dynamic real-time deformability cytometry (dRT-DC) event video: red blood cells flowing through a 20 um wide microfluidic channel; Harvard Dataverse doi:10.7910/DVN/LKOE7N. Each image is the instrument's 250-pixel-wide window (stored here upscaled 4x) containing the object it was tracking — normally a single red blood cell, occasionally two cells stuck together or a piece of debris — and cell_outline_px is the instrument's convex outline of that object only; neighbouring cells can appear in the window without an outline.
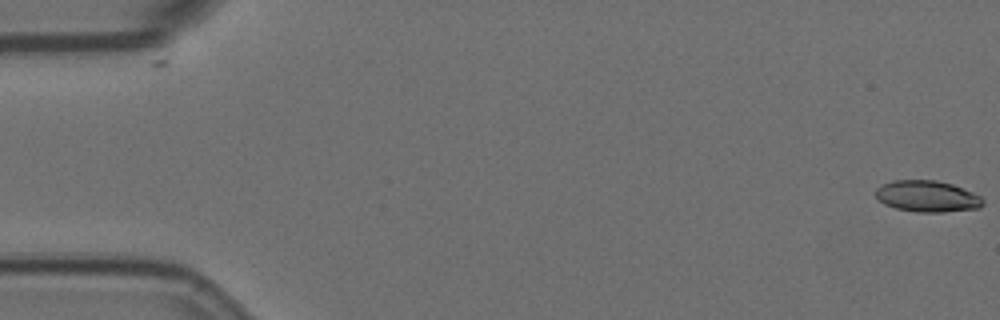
{"species": "Egyptian fruit bat (a non-hibernating species)", "species_latin": "Rousettus aegyptiacus", "temperature_condition": "room temperature", "stored_images_in_passage": 5, "camera_frame_rate_fps": 3000, "um_per_image_px": 0.085, "animal": {"sex": "female"}, "frame": {"image": 1, "passage_image": 1, "time_ms": 0.0, "image_size_px": [1000, 320], "cell_outline_px": [[984, 204], [980, 208], [944, 212], [916, 212], [896, 208], [884, 204], [876, 196], [876, 188], [892, 180], [936, 180], [952, 184], [972, 192], [980, 196], [984, 200]], "centroid_in_image_um": [78.84, 16.69], "position_along_channel_um": 6.2, "area_um2": 19.59}}
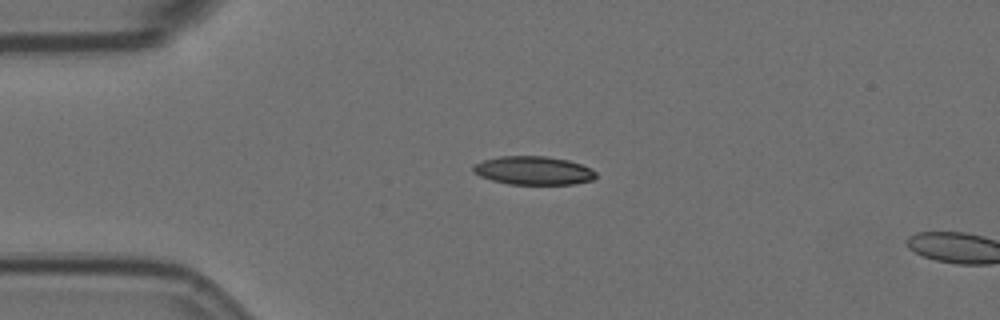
{"frame": {"image": 2, "passage_image": 4, "time_ms": 1.0, "image_size_px": [1000, 320], "cell_outline_px": [[596, 176], [592, 180], [572, 184], [508, 184], [492, 180], [480, 176], [472, 172], [472, 164], [484, 160], [500, 156], [548, 156], [568, 160], [592, 168], [596, 172]], "centroid_in_image_um": [45.32, 14.49], "position_along_channel_um": 39.7, "area_um2": 20.46}}